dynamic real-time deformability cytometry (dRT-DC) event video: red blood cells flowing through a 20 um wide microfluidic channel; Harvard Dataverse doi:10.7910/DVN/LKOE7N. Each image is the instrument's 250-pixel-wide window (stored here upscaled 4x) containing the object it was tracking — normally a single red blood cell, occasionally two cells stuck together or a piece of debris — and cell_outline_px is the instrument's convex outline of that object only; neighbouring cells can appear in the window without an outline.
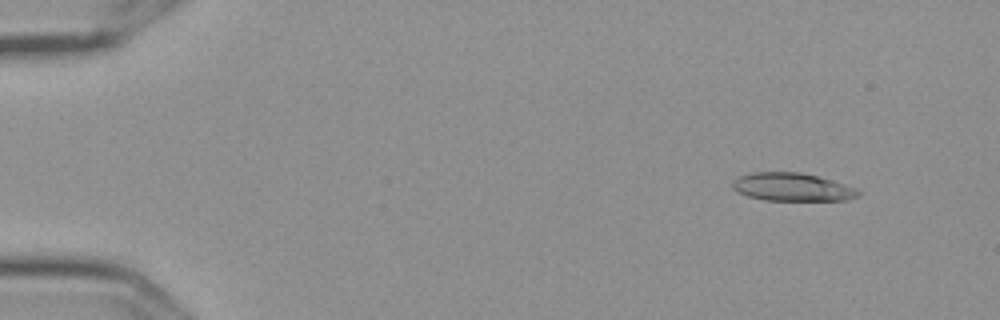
{"species": "Egyptian fruit bat (a non-hibernating species)", "species_latin": "Rousettus aegyptiacus", "temperature_condition": "cold", "stored_images_in_passage": 56, "camera_frame_rate_fps": 3000, "um_per_image_px": 0.085, "frame": {"image": 1, "passage_image": 5, "time_ms": 1.333, "image_size_px": [1000, 320], "cell_outline_px": [[860, 196], [848, 200], [764, 200], [748, 196], [736, 192], [732, 188], [732, 180], [740, 176], [752, 172], [800, 172], [832, 180], [844, 184], [860, 192]], "centroid_in_image_um": [67.29, 15.9], "position_along_channel_um": 17.7, "area_um2": 20.52}}
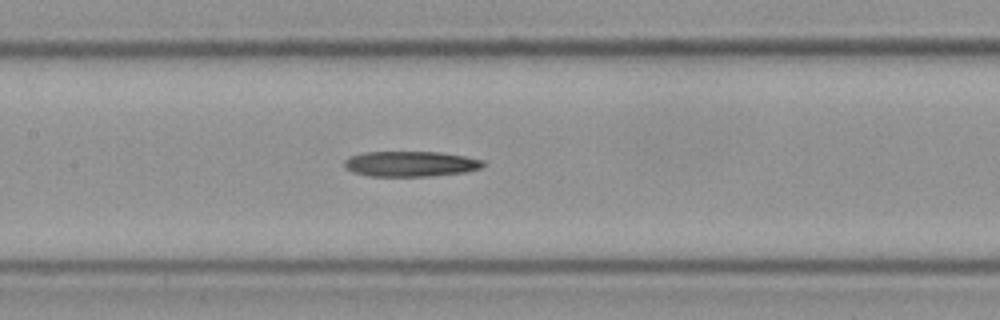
{"frame": {"image": 2, "passage_image": 27, "time_ms": 8.667, "image_size_px": [1000, 320], "cell_outline_px": [[488, 164], [484, 168], [464, 172], [428, 176], [368, 176], [352, 172], [344, 168], [344, 160], [348, 156], [364, 152], [440, 152], [464, 156], [484, 160]], "centroid_in_image_um": [34.9, 13.93], "position_along_channel_um": 172.5, "area_um2": 20.81}}
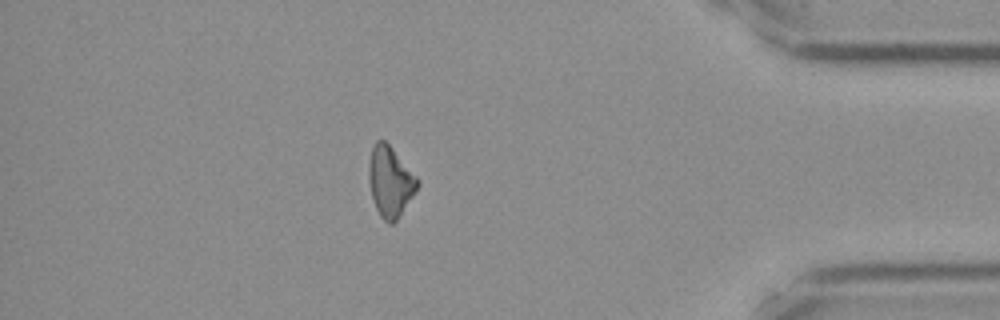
{"frame": {"image": 3, "passage_image": 49, "time_ms": 16.0, "image_size_px": [1000, 320], "cell_outline_px": [[420, 184], [416, 192], [396, 220], [392, 224], [388, 224], [380, 216], [376, 208], [372, 196], [368, 176], [368, 168], [372, 148], [376, 140], [384, 140], [392, 148], [420, 180]], "centroid_in_image_um": [33.18, 15.44], "position_along_channel_um": 402.0, "area_um2": 19.83}, "authors_computed_cell_mechanics": {"area_um2": 20.808, "velocity_mm_per_s": 3.6087, "shape_relaxation_time_tau1_ms": null, "shape_relaxation_time_tau2_ms": 3.3763, "deformation_change_tau1": null, "deformation_change_tau2": 0.1401}}